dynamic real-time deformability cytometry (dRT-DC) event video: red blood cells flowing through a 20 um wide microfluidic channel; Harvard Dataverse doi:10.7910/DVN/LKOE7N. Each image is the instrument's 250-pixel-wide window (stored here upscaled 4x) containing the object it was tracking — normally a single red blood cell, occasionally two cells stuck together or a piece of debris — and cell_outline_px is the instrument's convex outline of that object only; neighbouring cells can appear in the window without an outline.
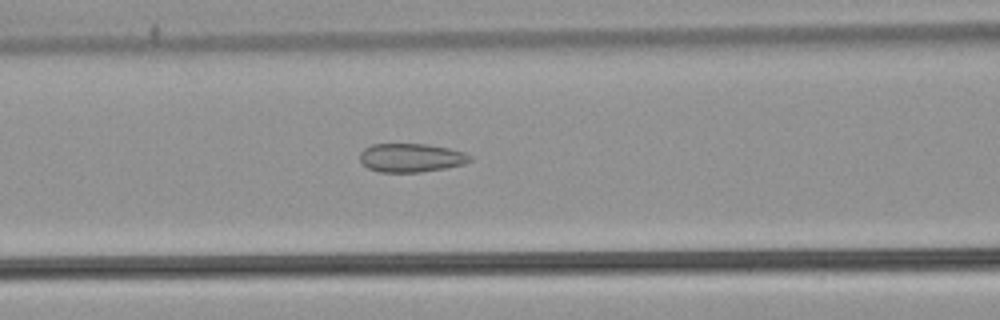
{"species": "common noctule bat (a hibernating species)", "species_latin": "Nyctalus noctula", "temperature_condition": "warm", "stored_images_in_passage": 35, "camera_frame_rate_fps": 3000, "um_per_image_px": 0.085, "animal": {"sex": "male", "body_mass_g": 21.5, "forearm_length_mm": 52.0}, "frame": {"image": 1, "passage_image": 11, "time_ms": 3.333, "image_size_px": [1000, 320], "cell_outline_px": [[472, 160], [464, 164], [448, 168], [420, 172], [380, 172], [368, 168], [360, 160], [360, 152], [364, 148], [372, 144], [428, 144], [448, 148], [464, 152], [472, 156]], "centroid_in_image_um": [34.96, 13.41], "position_along_channel_um": 131.6, "area_um2": 18.5}}
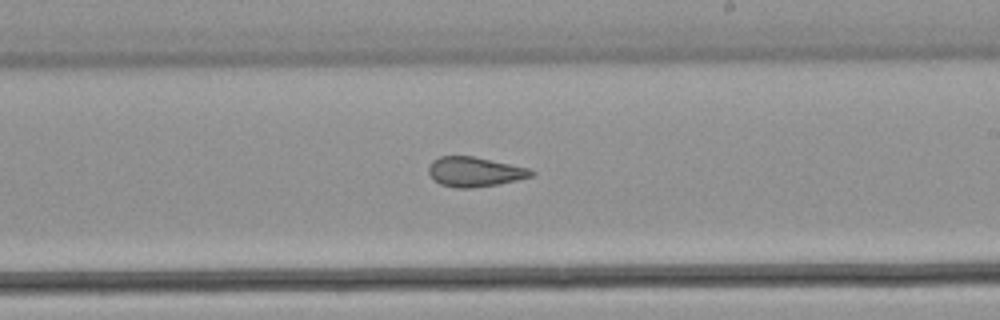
{"frame": {"image": 2, "passage_image": 20, "time_ms": 6.333, "image_size_px": [1000, 320], "cell_outline_px": [[536, 172], [532, 176], [516, 180], [496, 184], [472, 188], [456, 188], [440, 184], [432, 180], [428, 172], [428, 168], [432, 160], [440, 156], [472, 156], [528, 168]], "centroid_in_image_um": [40.29, 14.61], "position_along_channel_um": 248.7, "area_um2": 17.69}}
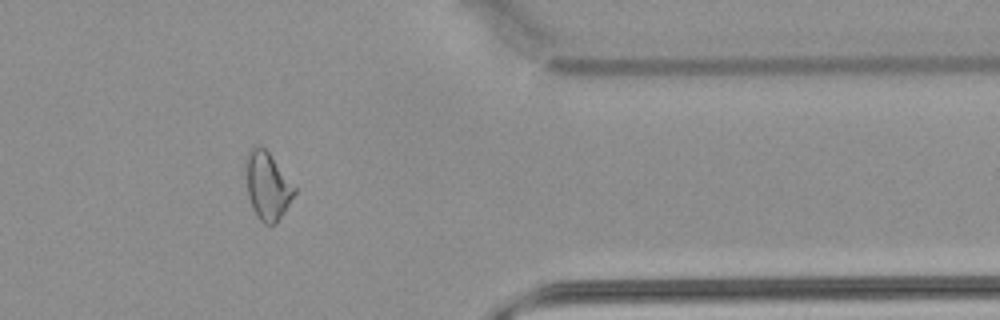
{"frame": {"image": 3, "passage_image": 32, "time_ms": 10.333, "image_size_px": [1000, 320], "cell_outline_px": [[296, 192], [284, 212], [276, 224], [264, 224], [256, 216], [252, 208], [248, 196], [244, 168], [244, 160], [248, 152], [252, 148], [260, 144], [268, 152], [296, 188]], "centroid_in_image_um": [22.69, 15.8], "position_along_channel_um": 388.7, "area_um2": 19.25}, "authors_computed_cell_mechanics": {"area_um2": 18.496, "velocity_mm_per_s": 3.9134, "shape_relaxation_time_tau1_ms": null, "shape_relaxation_time_tau2_ms": 2.2243, "deformation_change_tau1": null, "deformation_change_tau2": 0.0872}}